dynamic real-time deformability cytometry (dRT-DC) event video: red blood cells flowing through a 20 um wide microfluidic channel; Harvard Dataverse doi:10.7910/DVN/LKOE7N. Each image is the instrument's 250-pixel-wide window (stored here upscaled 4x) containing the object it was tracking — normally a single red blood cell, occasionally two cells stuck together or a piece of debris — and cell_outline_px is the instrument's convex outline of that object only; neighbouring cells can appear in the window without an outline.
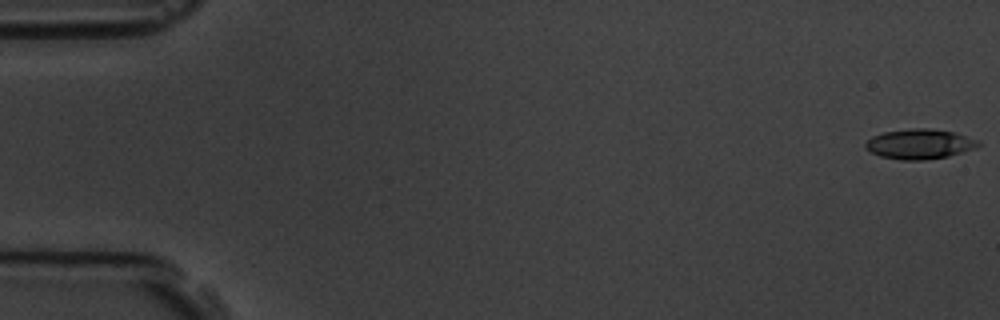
{"species": "common noctule bat (a hibernating species)", "species_latin": "Nyctalus noctula", "temperature_condition": "room temperature", "stored_images_in_passage": 5, "camera_frame_rate_fps": 3000, "um_per_image_px": 0.085, "animal": {"sex": "male", "body_mass_g": 19.5, "forearm_length_mm": 54.6}, "frame": {"image": 1, "passage_image": 1, "time_ms": 0.0, "image_size_px": [1000, 320], "cell_outline_px": [[980, 144], [976, 148], [948, 156], [924, 160], [900, 160], [880, 156], [864, 148], [864, 144], [872, 136], [884, 132], [912, 128], [928, 128], [956, 132], [980, 140]], "centroid_in_image_um": [78.18, 12.24], "position_along_channel_um": 6.8, "area_um2": 19.83}}
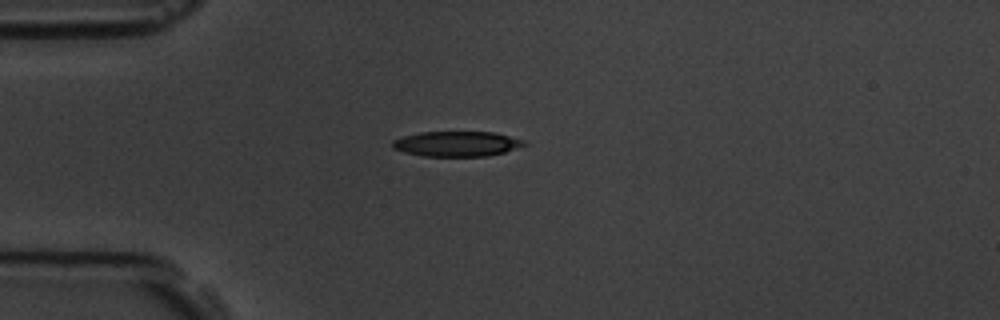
{"frame": {"image": 2, "passage_image": 5, "time_ms": 4.667, "image_size_px": [1000, 320], "cell_outline_px": [[528, 144], [504, 152], [488, 156], [424, 156], [404, 152], [392, 148], [392, 140], [404, 136], [420, 132], [496, 132], [524, 140]], "centroid_in_image_um": [38.83, 12.22], "position_along_channel_um": 46.2, "area_um2": 19.31}}